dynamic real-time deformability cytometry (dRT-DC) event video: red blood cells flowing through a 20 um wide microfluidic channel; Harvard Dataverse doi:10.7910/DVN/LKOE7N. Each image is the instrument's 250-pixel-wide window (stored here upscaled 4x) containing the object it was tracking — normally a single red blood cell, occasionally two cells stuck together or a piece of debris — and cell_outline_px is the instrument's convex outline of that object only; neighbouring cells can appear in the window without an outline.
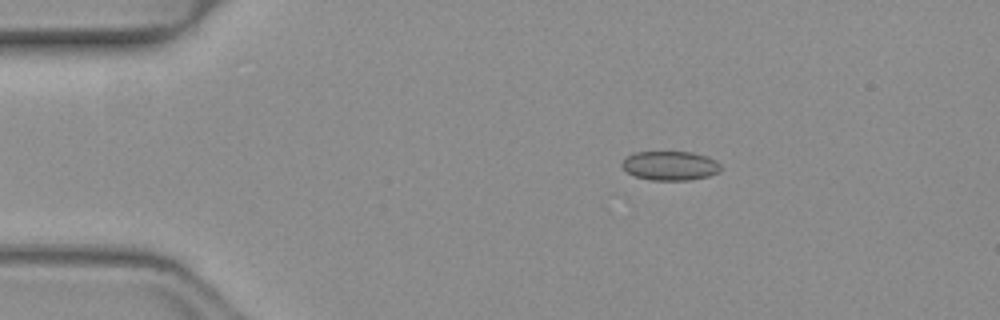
{"species": "common noctule bat (a hibernating species)", "species_latin": "Nyctalus noctula", "temperature_condition": "warm", "stored_images_in_passage": 43, "camera_frame_rate_fps": 3000, "um_per_image_px": 0.085, "animal": {"sex": "female", "body_mass_g": 19.3, "forearm_length_mm": 54.1}, "frame": {"image": 1, "passage_image": 1, "time_ms": 0.0, "image_size_px": [1000, 320], "cell_outline_px": [[720, 172], [708, 176], [688, 180], [648, 180], [636, 176], [628, 172], [620, 164], [628, 156], [636, 152], [692, 152], [716, 160], [720, 164]], "centroid_in_image_um": [56.97, 14.09], "position_along_channel_um": 28.0, "area_um2": 16.65}}
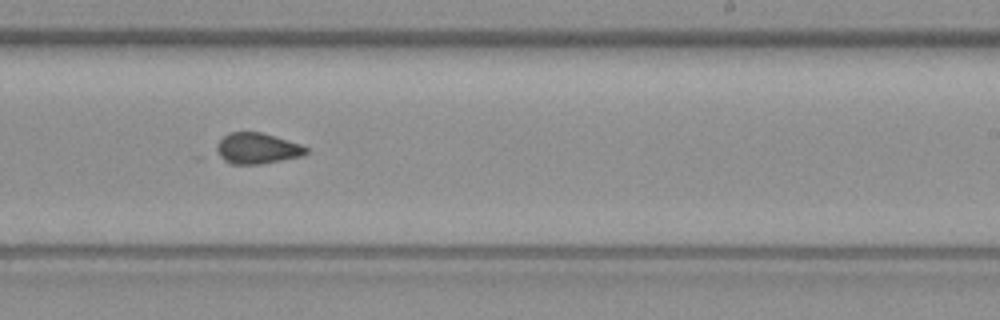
{"frame": {"image": 2, "passage_image": 23, "time_ms": 7.333, "image_size_px": [1000, 320], "cell_outline_px": [[308, 152], [304, 156], [260, 164], [228, 164], [216, 156], [216, 144], [228, 132], [260, 132], [300, 144], [308, 148]], "centroid_in_image_um": [21.81, 12.63], "position_along_channel_um": 267.2, "area_um2": 16.3}}
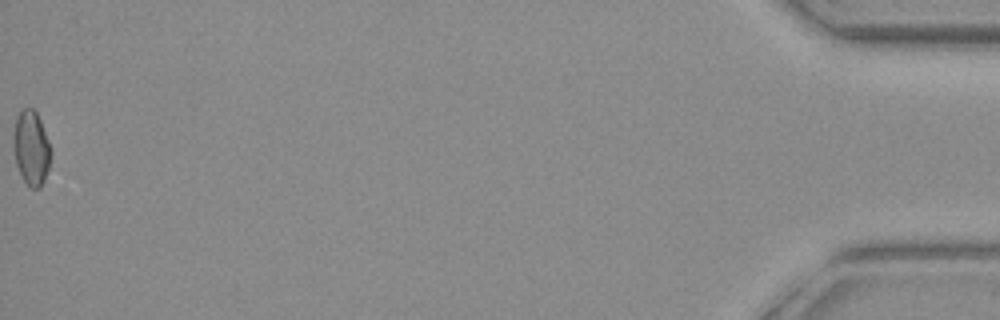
{"frame": {"image": 3, "passage_image": 43, "time_ms": 14.0, "image_size_px": [1000, 320], "cell_outline_px": [[52, 152], [48, 168], [44, 180], [40, 188], [32, 188], [24, 180], [16, 164], [12, 140], [16, 120], [20, 112], [24, 108], [32, 108], [36, 112], [40, 120]], "centroid_in_image_um": [2.65, 12.58], "position_along_channel_um": 432.5, "area_um2": 15.95}, "authors_computed_cell_mechanics": {"area_um2": 16.2418, "velocity_mm_per_s": 4.0771, "shape_relaxation_time_tau1_ms": null, "shape_relaxation_time_tau2_ms": 1.7391, "deformation_change_tau1": null, "deformation_change_tau2": 0.0751}}